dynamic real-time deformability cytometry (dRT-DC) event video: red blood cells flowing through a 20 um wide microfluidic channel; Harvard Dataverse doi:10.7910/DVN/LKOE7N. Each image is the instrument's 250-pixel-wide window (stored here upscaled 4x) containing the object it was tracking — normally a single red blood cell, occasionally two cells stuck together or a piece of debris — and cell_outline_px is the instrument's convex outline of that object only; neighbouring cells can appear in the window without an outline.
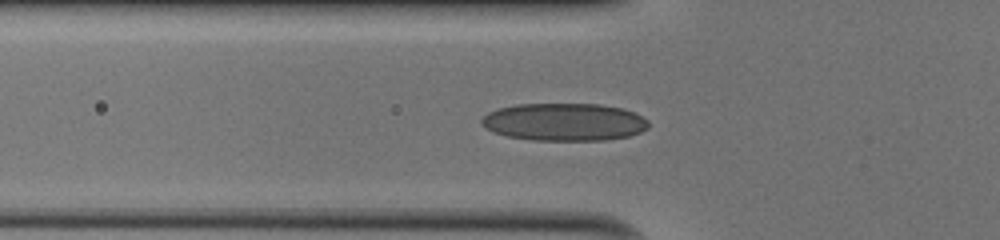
{"species": "human", "species_latin": "Homo sapiens", "temperature_condition": "cold", "stored_images_in_passage": 40, "camera_frame_rate_fps": 3000, "um_per_image_px": 0.085, "donor": {"sex": "male"}, "frame": {"image": 1, "passage_image": 7, "time_ms": 2.0, "image_size_px": [1000, 240], "cell_outline_px": [[648, 128], [640, 132], [628, 136], [604, 140], [532, 140], [508, 136], [492, 132], [480, 120], [488, 112], [496, 108], [516, 104], [600, 104], [620, 108], [632, 112], [648, 120]], "centroid_in_image_um": [47.94, 10.36], "position_along_channel_um": 77.9, "area_um2": 36.47}}
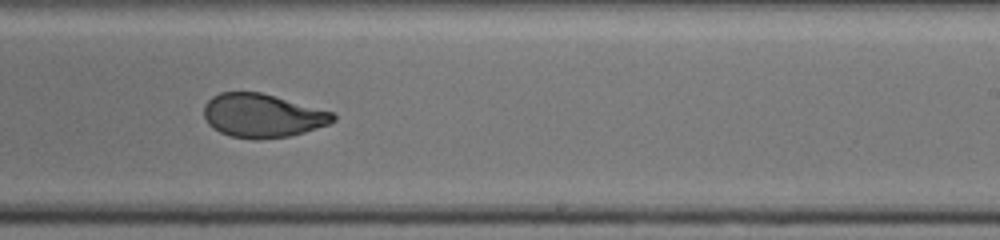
{"frame": {"image": 2, "passage_image": 21, "time_ms": 6.667, "image_size_px": [1000, 240], "cell_outline_px": [[336, 120], [328, 124], [304, 132], [288, 136], [260, 140], [256, 140], [228, 136], [212, 128], [208, 124], [204, 116], [204, 104], [212, 96], [220, 92], [260, 92], [336, 112]], "centroid_in_image_um": [22.31, 9.83], "position_along_channel_um": 266.7, "area_um2": 33.18}}
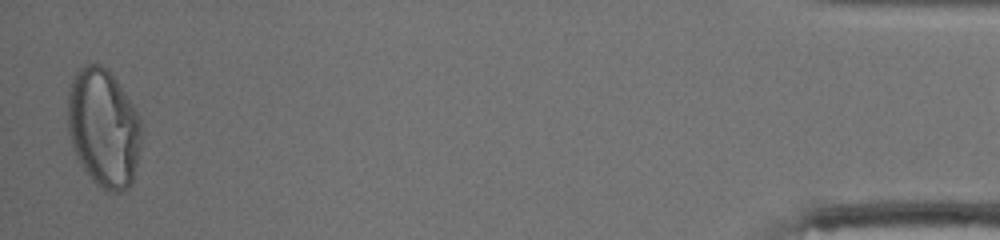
{"frame": {"image": 3, "passage_image": 39, "time_ms": 12.667, "image_size_px": [1000, 240], "cell_outline_px": [[140, 148], [132, 184], [128, 188], [120, 192], [108, 192], [96, 184], [92, 180], [76, 156], [68, 132], [68, 92], [72, 80], [76, 72], [80, 68], [88, 64], [100, 64], [108, 68], [132, 104], [140, 120]], "centroid_in_image_um": [8.79, 10.88], "position_along_channel_um": 426.4, "area_um2": 50.63}}